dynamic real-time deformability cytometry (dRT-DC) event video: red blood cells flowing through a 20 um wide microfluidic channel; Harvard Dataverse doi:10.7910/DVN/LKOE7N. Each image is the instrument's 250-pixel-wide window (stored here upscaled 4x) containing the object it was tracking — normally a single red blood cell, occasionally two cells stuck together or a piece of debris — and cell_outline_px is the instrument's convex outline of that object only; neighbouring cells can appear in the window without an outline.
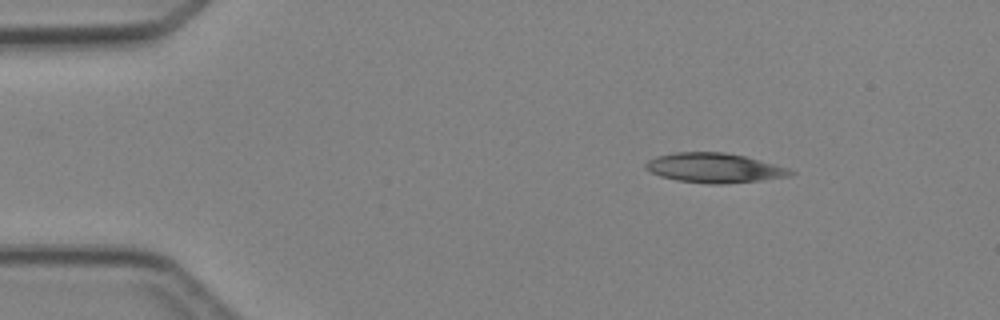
{"species": "Egyptian fruit bat (a non-hibernating species)", "species_latin": "Rousettus aegyptiacus", "temperature_condition": "cold", "stored_images_in_passage": 4, "camera_frame_rate_fps": 3000, "um_per_image_px": 0.085, "animal": {"sex": "female"}, "frame": {"image": 1, "passage_image": 1, "time_ms": 0.0, "image_size_px": [1000, 320], "cell_outline_px": [[796, 172], [788, 176], [760, 180], [724, 184], [708, 184], [676, 180], [660, 176], [644, 168], [644, 164], [648, 160], [656, 156], [676, 152], [724, 152], [748, 156], [788, 168]], "centroid_in_image_um": [60.7, 14.26], "position_along_channel_um": 24.3, "area_um2": 25.09}}
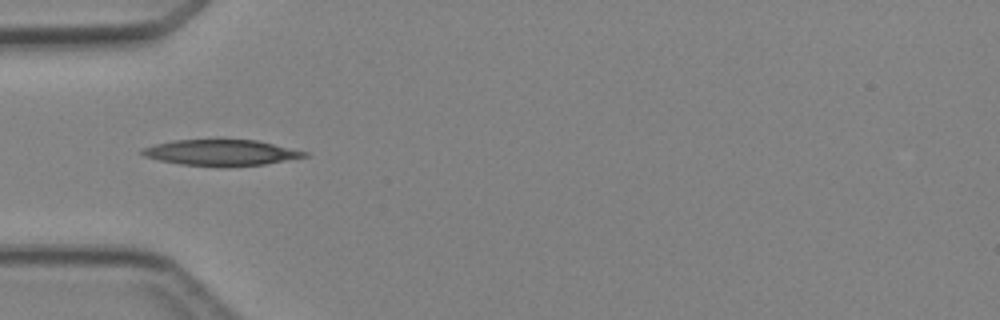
{"frame": {"image": 2, "passage_image": 3, "time_ms": 2.667, "image_size_px": [1000, 320], "cell_outline_px": [[308, 156], [264, 164], [180, 164], [160, 160], [144, 156], [140, 152], [144, 148], [156, 144], [172, 140], [256, 140], [308, 152]], "centroid_in_image_um": [18.78, 12.93], "position_along_channel_um": 66.2, "area_um2": 23.29}}
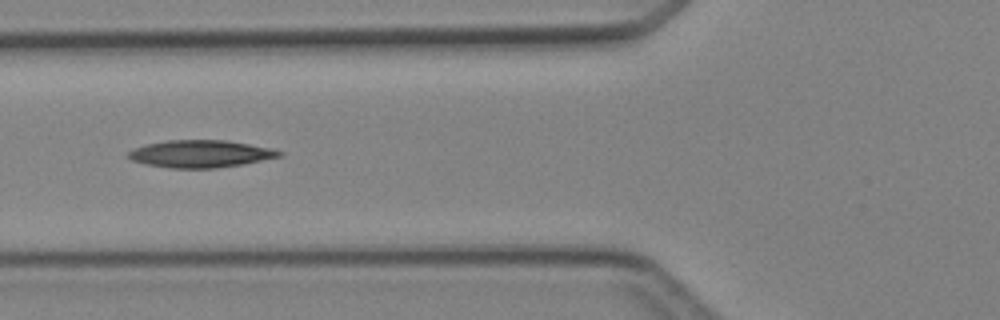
{"frame": {"image": 3, "passage_image": 4, "time_ms": 3.667, "image_size_px": [1000, 320], "cell_outline_px": [[284, 156], [244, 164], [216, 168], [168, 168], [148, 164], [132, 160], [124, 156], [128, 152], [136, 148], [148, 144], [168, 140], [224, 140], [272, 148], [284, 152]], "centroid_in_image_um": [17.09, 13.08], "position_along_channel_um": 108.7, "area_um2": 24.04}}